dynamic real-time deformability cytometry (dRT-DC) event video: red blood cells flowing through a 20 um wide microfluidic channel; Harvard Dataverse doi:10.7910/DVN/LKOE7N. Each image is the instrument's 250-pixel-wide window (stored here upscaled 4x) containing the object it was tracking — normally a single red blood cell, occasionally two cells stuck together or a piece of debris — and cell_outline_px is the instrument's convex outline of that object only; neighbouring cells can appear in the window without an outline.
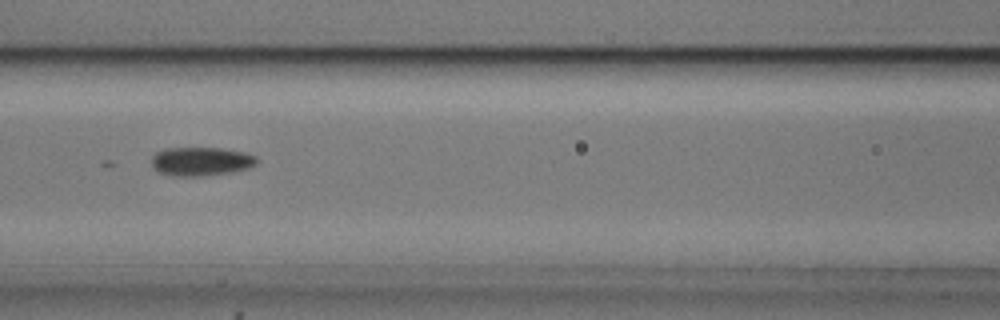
{"species": "common noctule bat (a hibernating species)", "species_latin": "Nyctalus noctula", "temperature_condition": "cold", "stored_images_in_passage": 8, "camera_frame_rate_fps": 3000, "um_per_image_px": 0.085, "animal": {"sex": "male", "body_mass_g": 20.5, "forearm_length_mm": 52.5}, "frame": {"image": 1, "passage_image": 6, "time_ms": 1.667, "image_size_px": [1000, 320], "cell_outline_px": [[256, 164], [248, 168], [232, 172], [204, 176], [168, 176], [156, 172], [152, 168], [152, 156], [156, 152], [164, 148], [220, 148], [244, 152], [256, 156]], "centroid_in_image_um": [17.03, 13.73], "position_along_channel_um": 149.6, "area_um2": 17.86}}
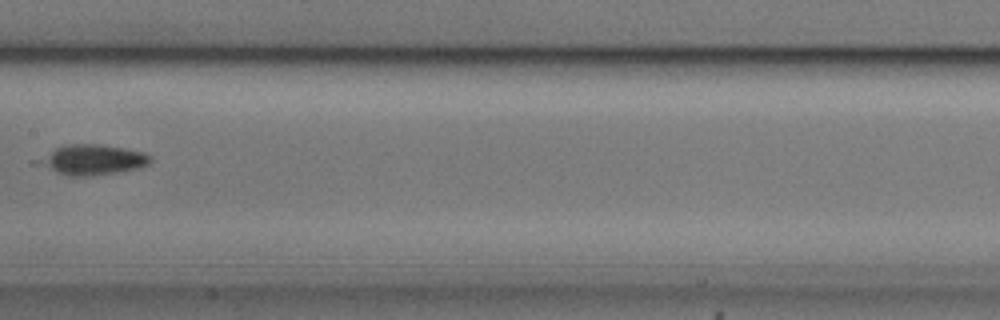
{"frame": {"image": 2, "passage_image": 7, "time_ms": 2.0, "image_size_px": [1000, 320], "cell_outline_px": [[152, 160], [148, 164], [140, 168], [92, 176], [68, 176], [56, 172], [44, 164], [44, 160], [56, 148], [68, 144], [100, 144], [124, 148], [144, 152], [152, 156]], "centroid_in_image_um": [8.05, 13.58], "position_along_channel_um": 199.3, "area_um2": 18.9}}